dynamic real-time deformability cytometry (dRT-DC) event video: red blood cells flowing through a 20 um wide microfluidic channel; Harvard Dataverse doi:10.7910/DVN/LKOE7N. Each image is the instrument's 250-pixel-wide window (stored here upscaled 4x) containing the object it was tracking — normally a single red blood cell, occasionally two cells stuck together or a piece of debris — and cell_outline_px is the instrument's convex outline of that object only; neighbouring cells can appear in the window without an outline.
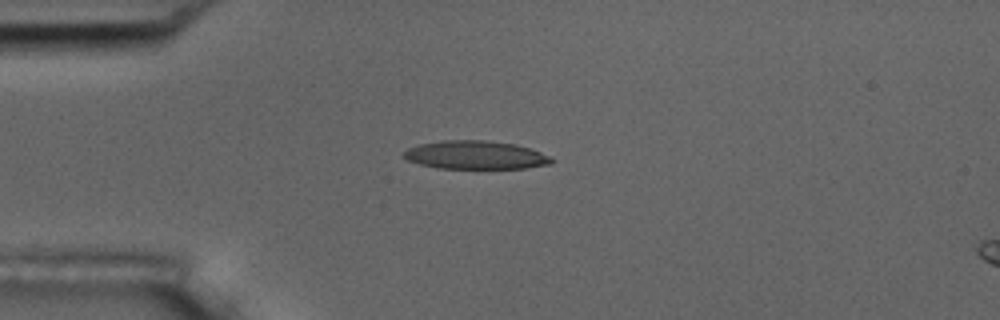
{"species": "common noctule bat (a hibernating species)", "species_latin": "Nyctalus noctula", "temperature_condition": "room temperature", "stored_images_in_passage": 3, "camera_frame_rate_fps": 3000, "um_per_image_px": 0.085, "animal": {"sex": "male", "body_mass_g": 17.5, "forearm_length_mm": 52.3}, "frame": {"image": 1, "passage_image": 1, "time_ms": 0.0, "image_size_px": [1000, 320], "cell_outline_px": [[556, 160], [552, 164], [524, 168], [436, 168], [420, 164], [408, 160], [404, 156], [404, 152], [408, 148], [420, 144], [440, 140], [484, 140], [516, 144], [540, 152]], "centroid_in_image_um": [40.43, 13.17], "position_along_channel_um": 44.6, "area_um2": 24.33}}